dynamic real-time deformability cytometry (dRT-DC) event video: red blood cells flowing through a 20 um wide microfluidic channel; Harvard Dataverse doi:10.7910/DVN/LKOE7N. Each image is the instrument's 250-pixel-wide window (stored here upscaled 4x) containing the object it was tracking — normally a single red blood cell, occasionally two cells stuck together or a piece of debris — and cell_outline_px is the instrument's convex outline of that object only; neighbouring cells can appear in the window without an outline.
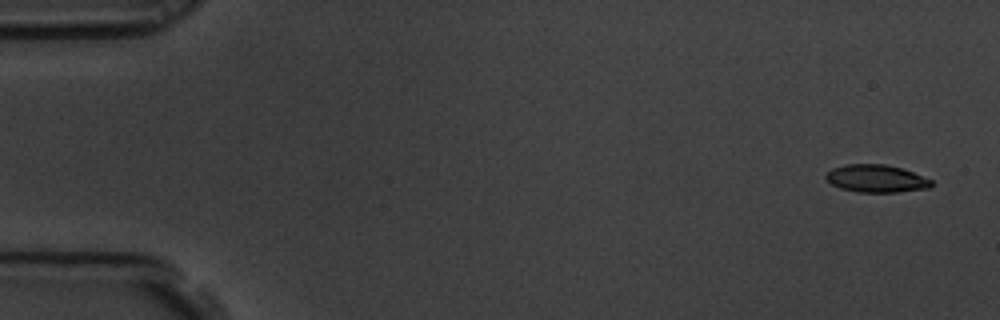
{"species": "common noctule bat (a hibernating species)", "species_latin": "Nyctalus noctula", "temperature_condition": "room temperature", "stored_images_in_passage": 6, "segment_of_instrument_passage": [2, 2], "camera_frame_rate_fps": 3000, "um_per_image_px": 0.085, "animal": {"sex": "male", "body_mass_g": 19.5, "forearm_length_mm": 54.6}, "frame": {"image": 1, "passage_image": 6, "time_ms": 1.667, "image_size_px": [1000, 320], "cell_outline_px": [[932, 188], [896, 192], [856, 192], [840, 188], [832, 184], [824, 176], [832, 168], [844, 164], [884, 164], [900, 168], [912, 172], [932, 180]], "centroid_in_image_um": [74.48, 15.18], "position_along_channel_um": 10.5, "area_um2": 16.94}}